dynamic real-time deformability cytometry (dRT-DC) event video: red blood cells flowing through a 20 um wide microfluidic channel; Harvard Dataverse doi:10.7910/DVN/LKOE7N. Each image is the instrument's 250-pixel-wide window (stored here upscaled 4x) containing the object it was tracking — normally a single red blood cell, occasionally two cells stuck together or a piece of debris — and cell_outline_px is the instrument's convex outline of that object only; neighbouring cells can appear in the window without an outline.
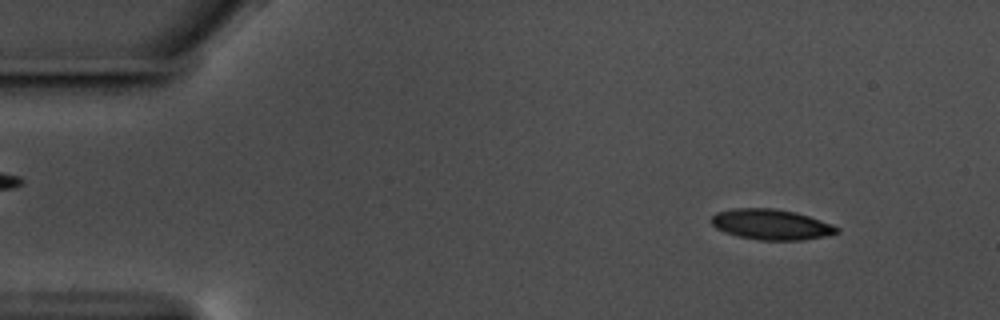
{"species": "common noctule bat (a hibernating species)", "species_latin": "Nyctalus noctula", "temperature_condition": "warm", "stored_images_in_passage": 57, "camera_frame_rate_fps": 3000, "um_per_image_px": 0.085, "animal": {"sex": "male", "body_mass_g": 17.5, "forearm_length_mm": 52.3}, "frame": {"image": 1, "passage_image": 6, "time_ms": 1.667, "image_size_px": [1000, 320], "cell_outline_px": [[840, 232], [824, 236], [804, 240], [760, 240], [736, 236], [724, 232], [716, 228], [708, 220], [716, 212], [736, 208], [772, 208], [796, 212], [832, 224], [840, 228]], "centroid_in_image_um": [65.53, 19.08], "position_along_channel_um": 19.5, "area_um2": 22.43}}
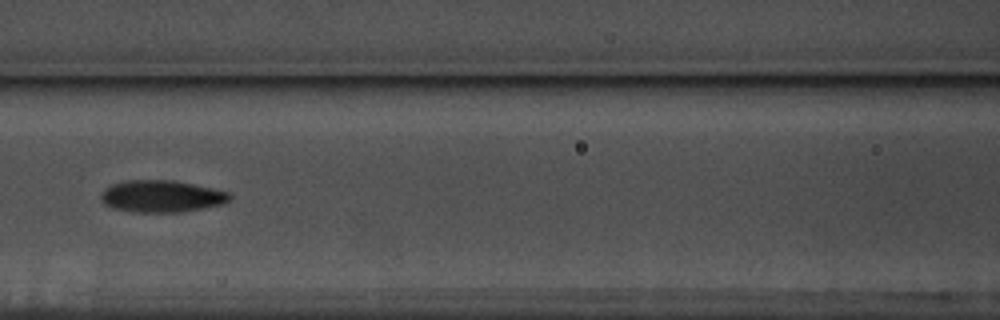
{"frame": {"image": 2, "passage_image": 25, "time_ms": 8.0, "image_size_px": [1000, 320], "cell_outline_px": [[232, 200], [224, 204], [180, 212], [132, 212], [112, 208], [104, 204], [100, 200], [100, 196], [104, 188], [112, 184], [128, 180], [172, 180], [212, 188], [228, 192], [232, 196]], "centroid_in_image_um": [13.72, 16.69], "position_along_channel_um": 152.9, "area_um2": 24.1}}
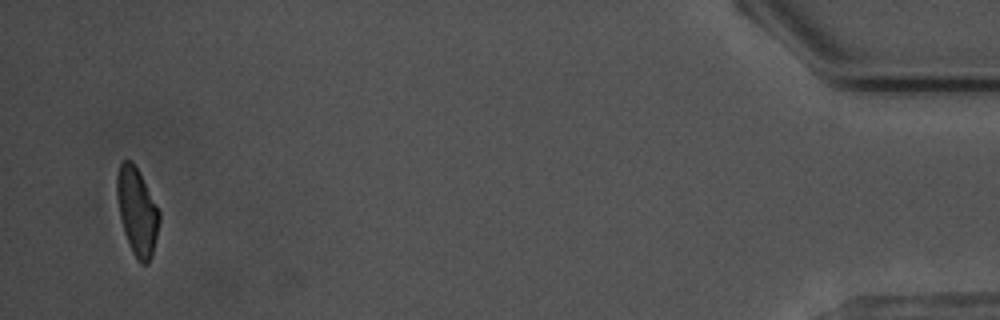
{"frame": {"image": 3, "passage_image": 55, "time_ms": 18.0, "image_size_px": [1000, 320], "cell_outline_px": [[160, 220], [152, 256], [148, 264], [140, 264], [136, 260], [132, 252], [124, 232], [120, 216], [116, 192], [116, 176], [120, 164], [124, 160], [132, 160], [160, 212]], "centroid_in_image_um": [11.64, 18.01], "position_along_channel_um": 423.6, "area_um2": 21.39}, "authors_computed_cell_mechanics": {"area_um2": 22.4842, "velocity_mm_per_s": 3.5658, "shape_relaxation_time_tau1_ms": 4.5274, "shape_relaxation_time_tau2_ms": 2.6555, "deformation_change_tau1": 0.1442, "deformation_change_tau2": 0.0769}}